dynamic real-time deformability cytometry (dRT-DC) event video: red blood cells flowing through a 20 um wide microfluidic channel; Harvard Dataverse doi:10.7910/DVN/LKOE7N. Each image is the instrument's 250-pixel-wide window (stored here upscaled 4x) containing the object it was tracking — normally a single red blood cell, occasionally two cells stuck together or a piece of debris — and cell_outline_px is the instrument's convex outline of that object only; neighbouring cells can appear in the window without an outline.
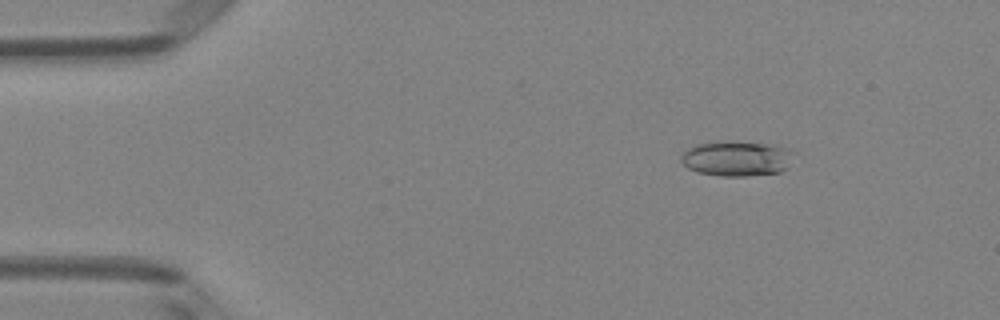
{"species": "Egyptian fruit bat (a non-hibernating species)", "species_latin": "Rousettus aegyptiacus", "temperature_condition": "room temperature", "stored_images_in_passage": 50, "camera_frame_rate_fps": 3000, "um_per_image_px": 0.085, "animal": {"sex": "female"}, "frame": {"image": 1, "passage_image": 7, "time_ms": 2.0, "image_size_px": [1000, 320], "cell_outline_px": [[788, 168], [780, 172], [748, 176], [720, 176], [700, 172], [688, 168], [680, 160], [680, 156], [688, 148], [696, 144], [720, 140], [728, 140], [768, 144], [784, 148], [788, 152]], "centroid_in_image_um": [62.51, 13.46], "position_along_channel_um": 22.5, "area_um2": 22.83}}
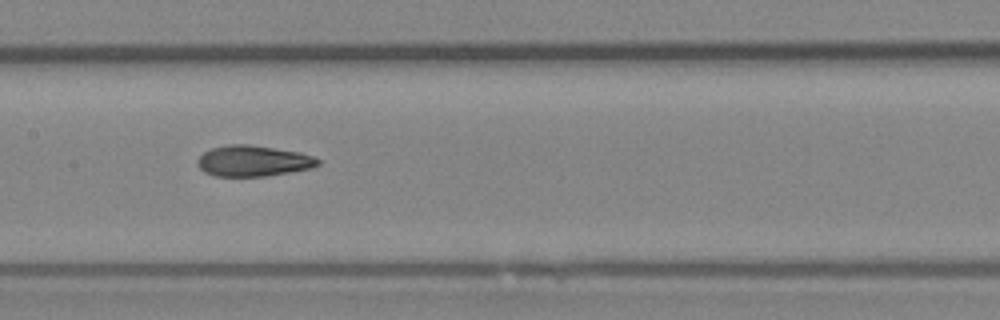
{"frame": {"image": 2, "passage_image": 25, "time_ms": 8.0, "image_size_px": [1000, 320], "cell_outline_px": [[320, 164], [312, 168], [268, 176], [216, 176], [204, 172], [196, 164], [196, 160], [204, 152], [212, 148], [232, 144], [248, 144], [300, 152], [312, 156], [320, 160]], "centroid_in_image_um": [21.52, 13.68], "position_along_channel_um": 185.9, "area_um2": 21.68}}
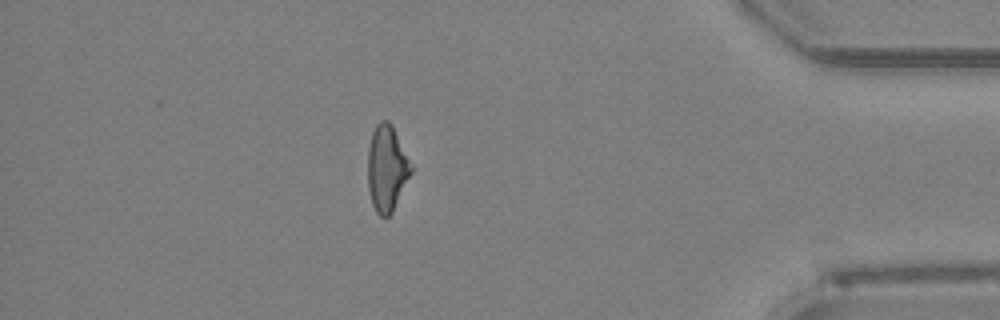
{"frame": {"image": 3, "passage_image": 44, "time_ms": 14.333, "image_size_px": [1000, 320], "cell_outline_px": [[412, 172], [392, 212], [388, 216], [380, 216], [376, 212], [372, 204], [368, 188], [368, 148], [372, 132], [376, 124], [380, 120], [388, 120], [392, 124], [412, 164]], "centroid_in_image_um": [32.88, 14.28], "position_along_channel_um": 402.3, "area_um2": 21.73}, "authors_computed_cell_mechanics": {"area_um2": 21.7617, "velocity_mm_per_s": 4.0635, "shape_relaxation_time_tau1_ms": null, "shape_relaxation_time_tau2_ms": 2.7893, "deformation_change_tau1": null, "deformation_change_tau2": 0.1078}}